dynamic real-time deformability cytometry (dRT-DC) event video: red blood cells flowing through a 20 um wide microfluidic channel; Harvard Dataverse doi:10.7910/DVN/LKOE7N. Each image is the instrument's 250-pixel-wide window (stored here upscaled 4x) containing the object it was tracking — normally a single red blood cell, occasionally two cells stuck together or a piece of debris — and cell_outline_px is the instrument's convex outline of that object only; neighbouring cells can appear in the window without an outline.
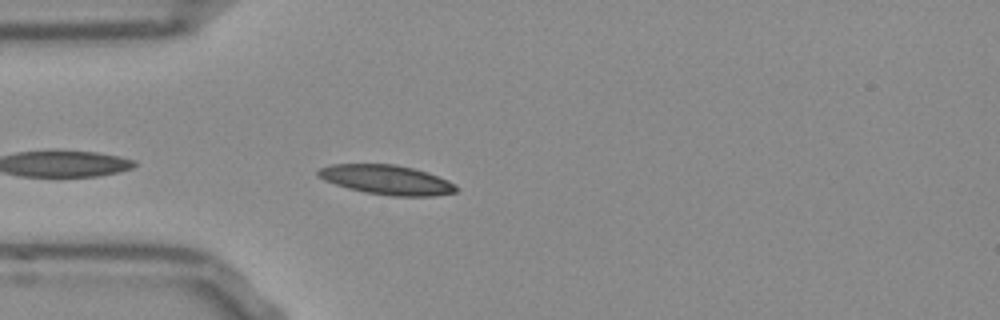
{"species": "Egyptian fruit bat (a non-hibernating species)", "species_latin": "Rousettus aegyptiacus", "temperature_condition": "room temperature", "stored_images_in_passage": 13, "camera_frame_rate_fps": 3000, "um_per_image_px": 0.085, "frame": {"image": 1, "passage_image": 3, "time_ms": 0.667, "image_size_px": [1000, 320], "cell_outline_px": [[460, 188], [456, 192], [432, 196], [392, 196], [364, 192], [348, 188], [324, 180], [316, 176], [316, 172], [320, 168], [332, 164], [396, 164], [428, 172], [448, 180], [456, 184]], "centroid_in_image_um": [32.89, 15.28], "position_along_channel_um": 52.1, "area_um2": 23.87}}
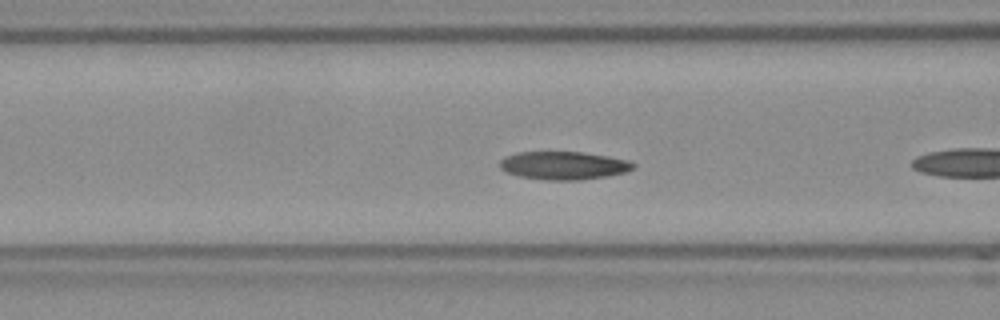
{"frame": {"image": 2, "passage_image": 6, "time_ms": 1.667, "image_size_px": [1000, 320], "cell_outline_px": [[636, 164], [628, 172], [580, 180], [544, 180], [520, 176], [508, 172], [500, 168], [500, 160], [504, 156], [520, 152], [584, 152], [608, 156], [628, 160]], "centroid_in_image_um": [47.91, 14.06], "position_along_channel_um": 118.7, "area_um2": 21.79}}